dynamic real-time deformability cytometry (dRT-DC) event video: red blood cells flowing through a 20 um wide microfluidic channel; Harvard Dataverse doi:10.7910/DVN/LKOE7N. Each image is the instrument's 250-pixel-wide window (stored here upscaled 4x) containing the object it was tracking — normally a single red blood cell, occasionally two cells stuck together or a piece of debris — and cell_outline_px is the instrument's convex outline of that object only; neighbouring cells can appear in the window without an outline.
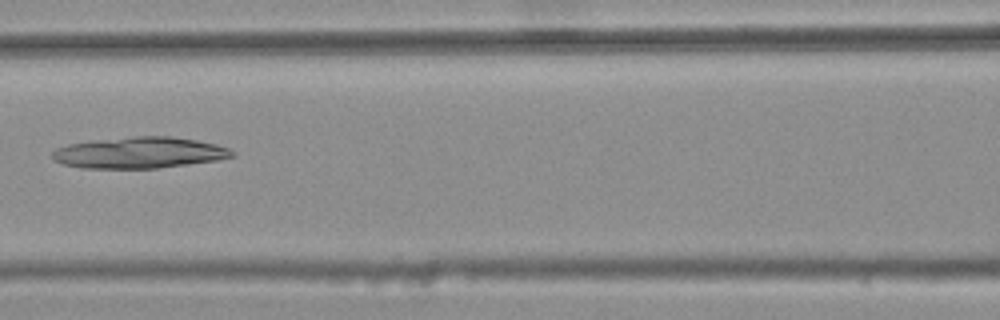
{"species": "common noctule bat (a hibernating species)", "species_latin": "Nyctalus noctula", "temperature_condition": "warm", "stored_images_in_passage": 5, "camera_frame_rate_fps": 3000, "um_per_image_px": 0.085, "animal": {"sex": "female", "body_mass_g": 25.1}, "frame": {"image": 1, "passage_image": 4, "time_ms": 1.0, "image_size_px": [1000, 320], "cell_outline_px": [[236, 156], [216, 160], [188, 164], [156, 168], [80, 168], [64, 164], [52, 160], [52, 152], [56, 148], [68, 144], [92, 140], [132, 136], [172, 136], [196, 140], [216, 144], [228, 148], [236, 152]], "centroid_in_image_um": [11.84, 12.97], "position_along_channel_um": 154.8, "area_um2": 32.89}}
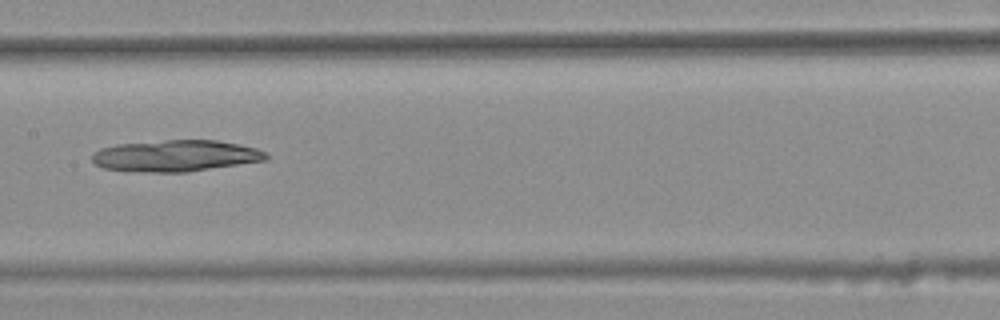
{"frame": {"image": 2, "passage_image": 5, "time_ms": 1.333, "image_size_px": [1000, 320], "cell_outline_px": [[268, 160], [188, 172], [144, 172], [104, 168], [96, 164], [92, 160], [92, 152], [100, 148], [116, 144], [164, 140], [216, 140], [256, 148], [264, 152], [268, 156]], "centroid_in_image_um": [14.91, 13.24], "position_along_channel_um": 192.5, "area_um2": 31.91}}